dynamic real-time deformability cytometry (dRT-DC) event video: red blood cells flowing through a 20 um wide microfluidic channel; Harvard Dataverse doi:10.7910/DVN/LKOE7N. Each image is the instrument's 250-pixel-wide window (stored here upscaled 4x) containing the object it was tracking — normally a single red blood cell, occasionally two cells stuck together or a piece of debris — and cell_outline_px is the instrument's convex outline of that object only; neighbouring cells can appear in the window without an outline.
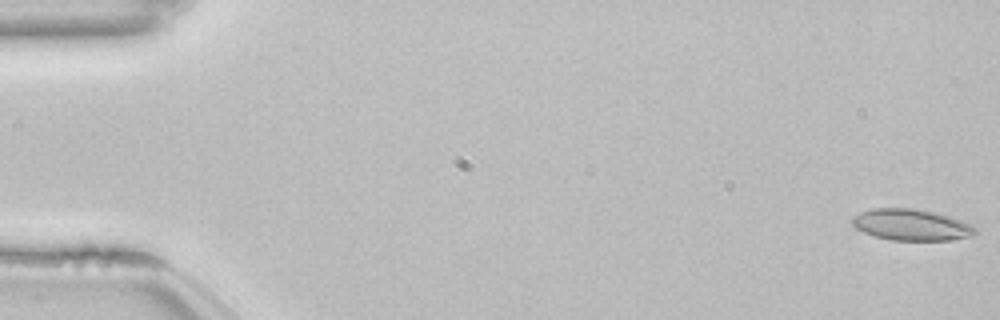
{"species": "common noctule bat (a hibernating species)", "species_latin": "Nyctalus noctula", "temperature_condition": "room temperature", "stored_images_in_passage": 55, "camera_frame_rate_fps": 3000, "um_per_image_px": 0.085, "animal": {"sex": "female", "body_mass_g": 22.7, "forearm_length_mm": 54.2}, "frame": {"image": 1, "passage_image": 1, "time_ms": 0.0, "image_size_px": [1000, 320], "cell_outline_px": [[976, 232], [972, 236], [952, 240], [892, 240], [876, 236], [864, 232], [856, 228], [852, 224], [852, 216], [860, 212], [872, 208], [912, 208], [932, 212], [948, 216], [960, 220], [976, 228]], "centroid_in_image_um": [77.43, 19.11], "position_along_channel_um": 7.6, "area_um2": 22.25}}
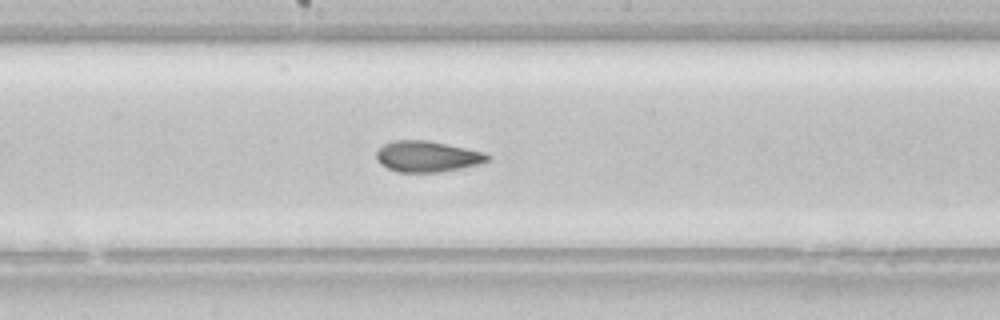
{"frame": {"image": 2, "passage_image": 29, "time_ms": 9.333, "image_size_px": [1000, 320], "cell_outline_px": [[492, 156], [488, 160], [480, 164], [440, 172], [400, 172], [388, 168], [380, 164], [376, 156], [376, 152], [384, 144], [392, 140], [428, 140], [484, 152]], "centroid_in_image_um": [36.32, 13.29], "position_along_channel_um": 211.9, "area_um2": 20.0}}
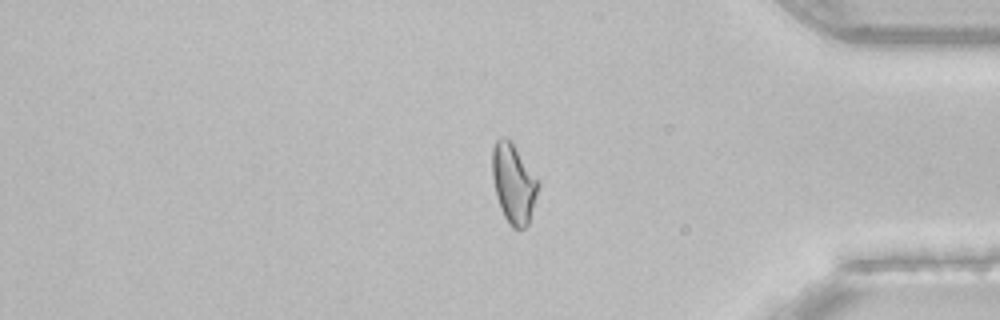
{"frame": {"image": 3, "passage_image": 45, "time_ms": 14.667, "image_size_px": [1000, 320], "cell_outline_px": [[540, 184], [528, 224], [524, 228], [512, 228], [508, 224], [500, 208], [496, 196], [492, 180], [492, 148], [496, 140], [500, 136], [504, 136], [512, 140], [540, 180]], "centroid_in_image_um": [43.65, 15.54], "position_along_channel_um": 391.5, "area_um2": 21.85}, "authors_computed_cell_mechanics": {"area_um2": 21.675, "velocity_mm_per_s": 3.8323, "shape_relaxation_time_tau1_ms": 4.4534, "shape_relaxation_time_tau2_ms": 2.2858, "deformation_change_tau1": 0.1039, "deformation_change_tau2": 0.0659}}